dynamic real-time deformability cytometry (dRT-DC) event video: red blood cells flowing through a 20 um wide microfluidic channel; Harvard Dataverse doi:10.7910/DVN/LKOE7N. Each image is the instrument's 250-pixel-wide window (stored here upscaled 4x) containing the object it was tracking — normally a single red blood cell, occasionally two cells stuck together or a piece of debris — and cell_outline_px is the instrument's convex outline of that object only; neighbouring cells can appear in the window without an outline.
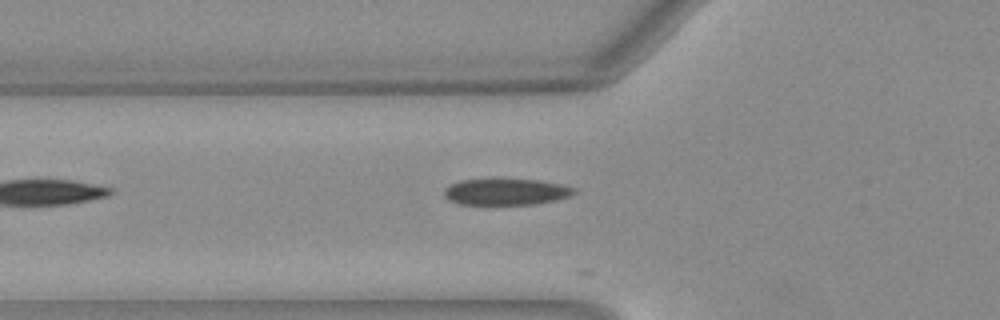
{"species": "Egyptian fruit bat (a non-hibernating species)", "species_latin": "Rousettus aegyptiacus", "temperature_condition": "warm", "stored_images_in_passage": 4, "camera_frame_rate_fps": 3000, "um_per_image_px": 0.085, "animal": {"sex": "female"}, "frame": {"image": 1, "passage_image": 2, "time_ms": 0.333, "image_size_px": [1000, 320], "cell_outline_px": [[576, 192], [568, 196], [556, 200], [532, 204], [460, 204], [448, 200], [444, 196], [444, 188], [460, 180], [540, 180], [560, 184], [576, 188]], "centroid_in_image_um": [43.0, 16.31], "position_along_channel_um": 82.8, "area_um2": 19.65}}